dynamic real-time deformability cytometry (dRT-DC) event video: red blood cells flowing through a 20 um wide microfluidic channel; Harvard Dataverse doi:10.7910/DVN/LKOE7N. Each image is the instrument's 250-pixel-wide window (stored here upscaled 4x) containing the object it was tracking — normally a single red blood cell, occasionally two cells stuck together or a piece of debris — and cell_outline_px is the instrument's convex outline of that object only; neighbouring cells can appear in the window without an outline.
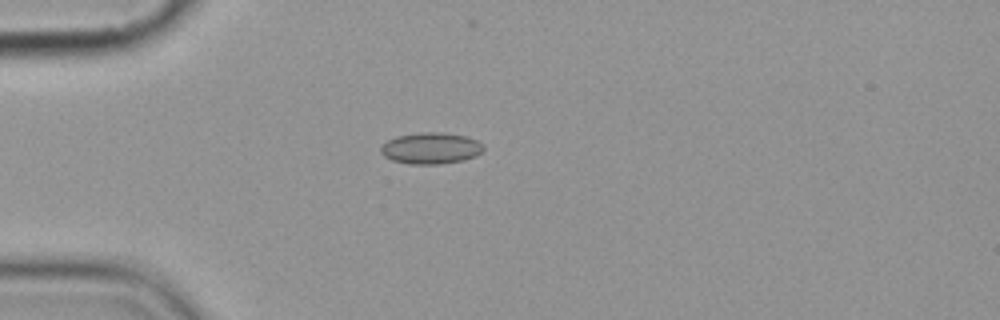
{"species": "common noctule bat (a hibernating species)", "species_latin": "Nyctalus noctula", "temperature_condition": "cold", "stored_images_in_passage": 6, "camera_frame_rate_fps": 3000, "um_per_image_px": 0.085, "animal": {"sex": "female", "body_mass_g": 19.9}, "frame": {"image": 1, "passage_image": 2, "time_ms": 1.333, "image_size_px": [1000, 320], "cell_outline_px": [[484, 148], [476, 156], [464, 160], [440, 164], [408, 164], [392, 160], [384, 156], [380, 152], [380, 148], [388, 140], [396, 136], [420, 132], [440, 132], [468, 136], [484, 144]], "centroid_in_image_um": [36.63, 12.6], "position_along_channel_um": 48.4, "area_um2": 18.9}}
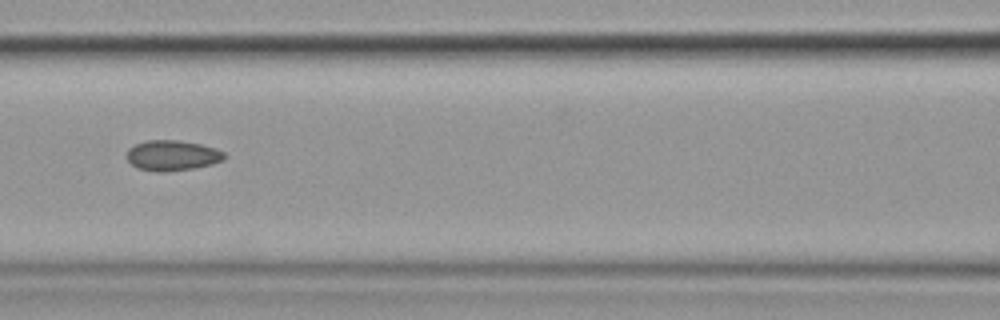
{"frame": {"image": 2, "passage_image": 5, "time_ms": 4.667, "image_size_px": [1000, 320], "cell_outline_px": [[224, 160], [212, 164], [196, 168], [160, 172], [136, 168], [128, 160], [128, 148], [136, 144], [148, 140], [180, 140], [200, 144], [216, 148], [224, 152]], "centroid_in_image_um": [14.66, 13.21], "position_along_channel_um": 151.9, "area_um2": 17.22}}
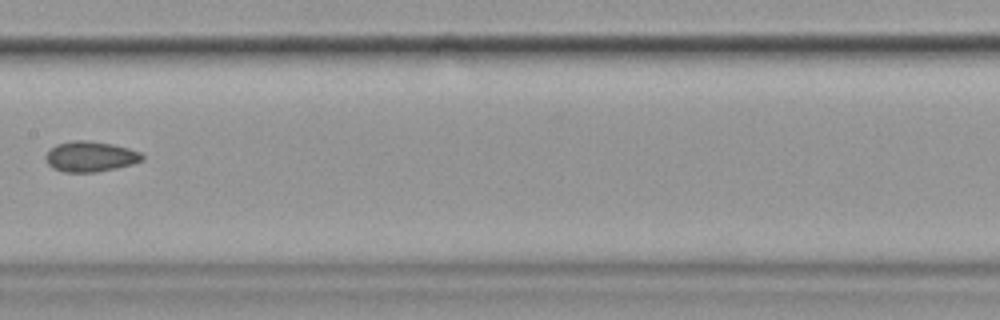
{"frame": {"image": 3, "passage_image": 6, "time_ms": 6.0, "image_size_px": [1000, 320], "cell_outline_px": [[144, 160], [132, 164], [116, 168], [96, 172], [64, 172], [52, 168], [44, 160], [44, 156], [56, 144], [72, 140], [88, 140], [112, 144], [128, 148], [140, 152], [144, 156]], "centroid_in_image_um": [7.66, 13.3], "position_along_channel_um": 199.7, "area_um2": 17.22}}